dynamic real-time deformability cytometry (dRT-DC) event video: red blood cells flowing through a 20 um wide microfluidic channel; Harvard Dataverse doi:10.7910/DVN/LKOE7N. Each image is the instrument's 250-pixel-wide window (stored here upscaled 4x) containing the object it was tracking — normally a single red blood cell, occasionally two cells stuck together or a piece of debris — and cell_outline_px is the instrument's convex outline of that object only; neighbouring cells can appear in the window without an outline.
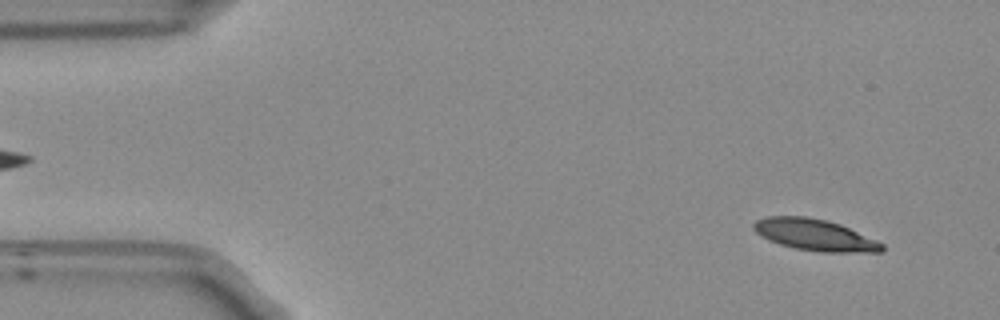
{"species": "Egyptian fruit bat (a non-hibernating species)", "species_latin": "Rousettus aegyptiacus", "temperature_condition": "room temperature", "stored_images_in_passage": 54, "camera_frame_rate_fps": 3000, "um_per_image_px": 0.085, "frame": {"image": 1, "passage_image": 4, "time_ms": 1.0, "image_size_px": [1000, 320], "cell_outline_px": [[884, 248], [880, 252], [820, 252], [796, 248], [780, 244], [768, 240], [760, 236], [752, 228], [752, 224], [756, 220], [768, 216], [804, 216], [828, 220], [840, 224], [884, 244]], "centroid_in_image_um": [69.22, 19.96], "position_along_channel_um": 15.8, "area_um2": 23.47}}
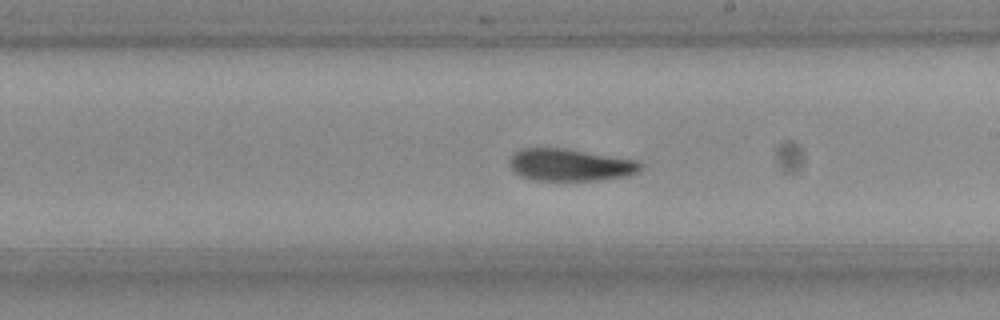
{"frame": {"image": 2, "passage_image": 30, "time_ms": 9.667, "image_size_px": [1000, 320], "cell_outline_px": [[640, 168], [636, 172], [628, 176], [596, 180], [532, 180], [520, 176], [512, 172], [512, 156], [516, 152], [524, 148], [568, 148], [636, 160], [640, 164]], "centroid_in_image_um": [48.46, 14.02], "position_along_channel_um": 240.5, "area_um2": 24.33}}
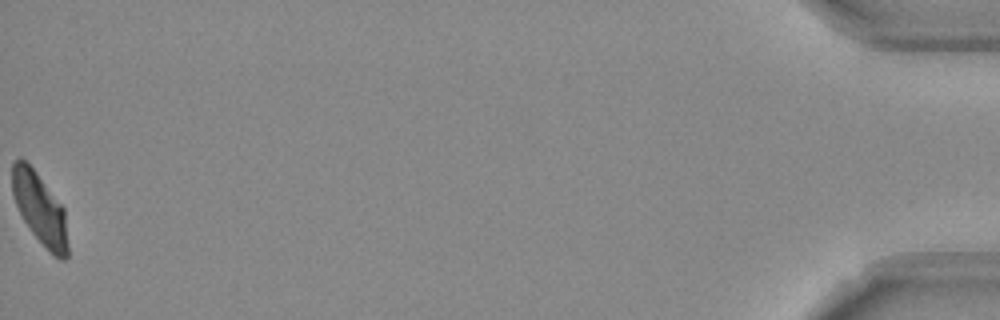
{"frame": {"image": 3, "passage_image": 54, "time_ms": 17.667, "image_size_px": [1000, 320], "cell_outline_px": [[68, 256], [64, 260], [60, 260], [52, 256], [32, 232], [24, 220], [16, 204], [12, 192], [12, 164], [20, 156], [36, 172], [64, 208], [68, 244]], "centroid_in_image_um": [3.4, 17.78], "position_along_channel_um": 431.8, "area_um2": 23.0}, "authors_computed_cell_mechanics": {"area_um2": 24.3338, "velocity_mm_per_s": 3.7068, "shape_relaxation_time_tau1_ms": 6.234, "shape_relaxation_time_tau2_ms": 4.1348, "deformation_change_tau1": 0.172, "deformation_change_tau2": 0.0975}}